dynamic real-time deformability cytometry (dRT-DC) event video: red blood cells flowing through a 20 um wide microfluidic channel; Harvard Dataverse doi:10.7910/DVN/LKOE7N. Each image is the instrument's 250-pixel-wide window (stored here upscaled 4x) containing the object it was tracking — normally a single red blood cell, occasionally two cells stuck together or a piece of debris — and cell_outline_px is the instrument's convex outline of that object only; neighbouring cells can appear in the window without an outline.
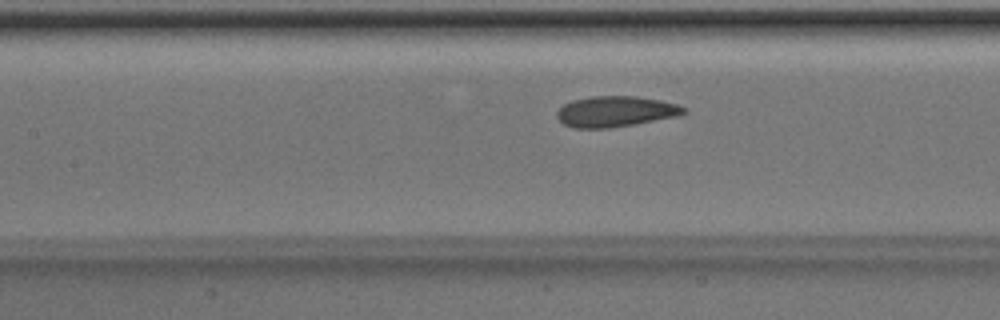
{"species": "Egyptian fruit bat (a non-hibernating species)", "species_latin": "Rousettus aegyptiacus", "temperature_condition": "room temperature", "stored_images_in_passage": 39, "camera_frame_rate_fps": 3000, "um_per_image_px": 0.085, "animal": {"sex": "male"}, "frame": {"image": 1, "passage_image": 16, "time_ms": 5.0, "image_size_px": [1000, 320], "cell_outline_px": [[688, 112], [680, 116], [608, 128], [572, 128], [564, 124], [556, 116], [556, 112], [564, 104], [572, 100], [592, 96], [636, 96], [660, 100], [676, 104], [684, 108]], "centroid_in_image_um": [52.31, 9.47], "position_along_channel_um": 155.1, "area_um2": 22.66}}
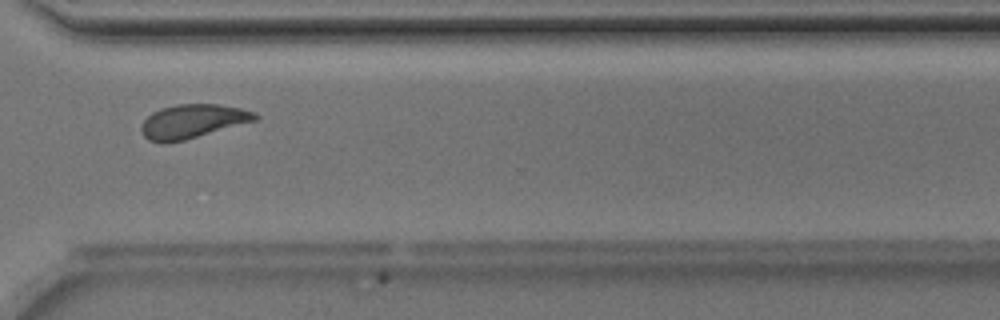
{"frame": {"image": 2, "passage_image": 31, "time_ms": 10.0, "image_size_px": [1000, 320], "cell_outline_px": [[260, 116], [256, 120], [184, 140], [164, 144], [148, 140], [144, 136], [140, 128], [144, 120], [152, 112], [160, 108], [176, 104], [216, 104], [240, 108], [256, 112]], "centroid_in_image_um": [16.34, 10.31], "position_along_channel_um": 354.3, "area_um2": 22.43}}
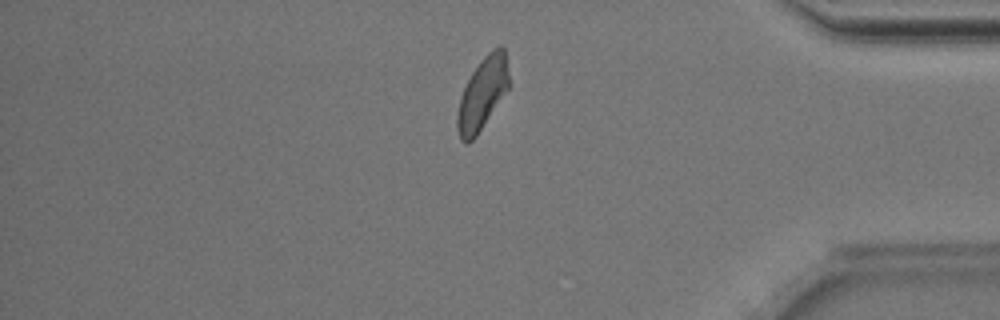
{"frame": {"image": 3, "passage_image": 36, "time_ms": 11.667, "image_size_px": [1000, 320], "cell_outline_px": [[508, 88], [476, 136], [468, 144], [464, 144], [460, 140], [456, 128], [456, 116], [460, 96], [472, 72], [480, 60], [492, 48], [500, 44], [504, 48], [508, 72]], "centroid_in_image_um": [40.97, 7.97], "position_along_channel_um": 394.2, "area_um2": 21.56}, "authors_computed_cell_mechanics": {"area_um2": 22.6576, "velocity_mm_per_s": 3.9789, "shape_relaxation_time_tau1_ms": 3.0315, "shape_relaxation_time_tau2_ms": 1.4954, "deformation_change_tau1": 0.1095, "deformation_change_tau2": 0.0599}}